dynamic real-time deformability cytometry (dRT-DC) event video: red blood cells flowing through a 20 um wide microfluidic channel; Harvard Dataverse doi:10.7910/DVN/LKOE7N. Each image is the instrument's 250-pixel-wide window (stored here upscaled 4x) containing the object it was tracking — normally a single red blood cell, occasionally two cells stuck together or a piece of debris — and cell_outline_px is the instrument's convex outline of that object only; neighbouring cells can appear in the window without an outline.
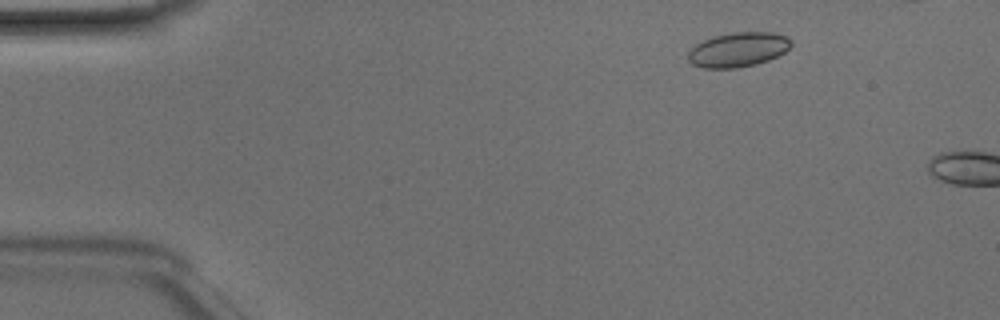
{"species": "Egyptian fruit bat (a non-hibernating species)", "species_latin": "Rousettus aegyptiacus", "temperature_condition": "room temperature", "stored_images_in_passage": 8, "camera_frame_rate_fps": 3000, "um_per_image_px": 0.085, "animal": {"sex": "male"}, "frame": {"image": 1, "passage_image": 5, "time_ms": 1.333, "image_size_px": [1000, 320], "cell_outline_px": [[792, 44], [784, 52], [768, 60], [756, 64], [736, 68], [700, 68], [692, 64], [688, 60], [688, 52], [696, 44], [712, 36], [732, 32], [772, 32], [788, 36], [792, 40]], "centroid_in_image_um": [62.73, 4.21], "position_along_channel_um": 22.3, "area_um2": 20.87}}